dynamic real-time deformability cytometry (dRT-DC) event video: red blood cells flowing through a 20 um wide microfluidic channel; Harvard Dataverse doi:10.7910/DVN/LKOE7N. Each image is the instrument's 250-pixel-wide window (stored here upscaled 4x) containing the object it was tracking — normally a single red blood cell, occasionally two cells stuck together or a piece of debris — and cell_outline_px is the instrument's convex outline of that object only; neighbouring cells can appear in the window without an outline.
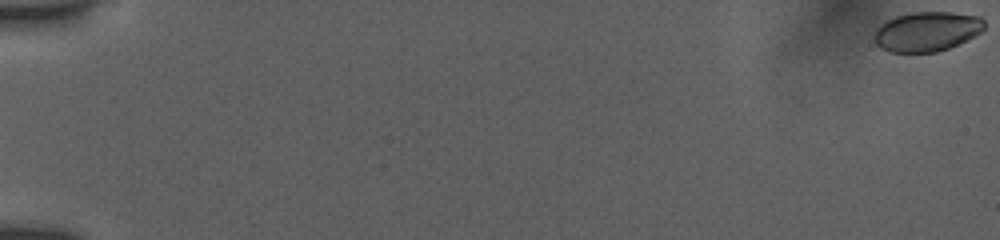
{"species": "human", "species_latin": "Homo sapiens", "temperature_condition": "room temperature", "stored_images_in_passage": 12, "camera_frame_rate_fps": 3000, "um_per_image_px": 0.085, "donor": {"sex": "female"}, "frame": {"image": 1, "passage_image": 1, "time_ms": 0.0, "image_size_px": [1000, 240], "cell_outline_px": [[984, 28], [980, 32], [948, 48], [936, 52], [888, 52], [880, 48], [876, 44], [872, 36], [876, 28], [880, 24], [896, 16], [912, 12], [952, 12], [980, 16], [984, 20]], "centroid_in_image_um": [78.73, 2.67], "position_along_channel_um": 6.3, "area_um2": 25.43}}
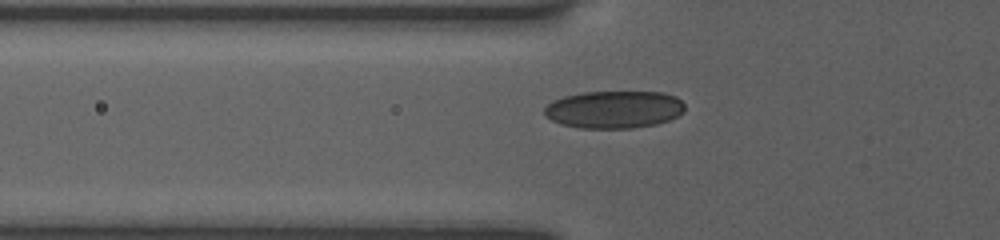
{"frame": {"image": 2, "passage_image": 10, "time_ms": 7.0, "image_size_px": [1000, 240], "cell_outline_px": [[684, 112], [668, 120], [656, 124], [632, 128], [580, 128], [560, 124], [544, 116], [544, 108], [552, 100], [564, 96], [584, 92], [664, 92], [676, 96], [684, 104]], "centroid_in_image_um": [52.18, 9.3], "position_along_channel_um": 73.6, "area_um2": 30.81}}
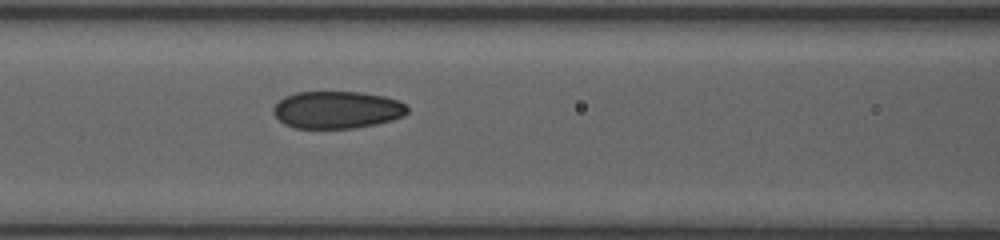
{"frame": {"image": 3, "passage_image": 12, "time_ms": 8.667, "image_size_px": [1000, 240], "cell_outline_px": [[408, 112], [404, 116], [392, 120], [376, 124], [352, 128], [296, 128], [284, 124], [272, 112], [272, 108], [284, 96], [296, 92], [360, 92], [384, 96], [400, 100], [408, 108]], "centroid_in_image_um": [28.65, 9.33], "position_along_channel_um": 137.9, "area_um2": 29.25}}